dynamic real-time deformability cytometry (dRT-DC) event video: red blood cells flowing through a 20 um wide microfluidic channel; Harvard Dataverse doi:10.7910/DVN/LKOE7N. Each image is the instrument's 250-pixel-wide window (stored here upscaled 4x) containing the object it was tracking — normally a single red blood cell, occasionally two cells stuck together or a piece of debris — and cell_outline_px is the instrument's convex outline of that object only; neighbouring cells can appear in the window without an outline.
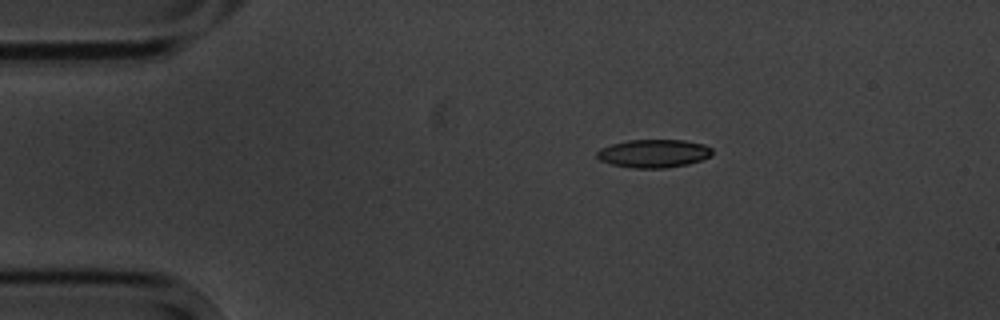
{"species": "common noctule bat (a hibernating species)", "species_latin": "Nyctalus noctula", "temperature_condition": "cold", "stored_images_in_passage": 3, "camera_frame_rate_fps": 3000, "um_per_image_px": 0.085, "animal": {"sex": "male", "body_mass_g": 20.1, "forearm_length_mm": 53.5}, "frame": {"image": 1, "passage_image": 3, "time_ms": 2.333, "image_size_px": [1000, 320], "cell_outline_px": [[712, 156], [688, 164], [664, 168], [632, 168], [612, 164], [600, 160], [596, 156], [596, 152], [600, 148], [612, 144], [628, 140], [684, 140], [704, 144], [712, 148]], "centroid_in_image_um": [55.57, 13.04], "position_along_channel_um": 29.4, "area_um2": 18.96}}